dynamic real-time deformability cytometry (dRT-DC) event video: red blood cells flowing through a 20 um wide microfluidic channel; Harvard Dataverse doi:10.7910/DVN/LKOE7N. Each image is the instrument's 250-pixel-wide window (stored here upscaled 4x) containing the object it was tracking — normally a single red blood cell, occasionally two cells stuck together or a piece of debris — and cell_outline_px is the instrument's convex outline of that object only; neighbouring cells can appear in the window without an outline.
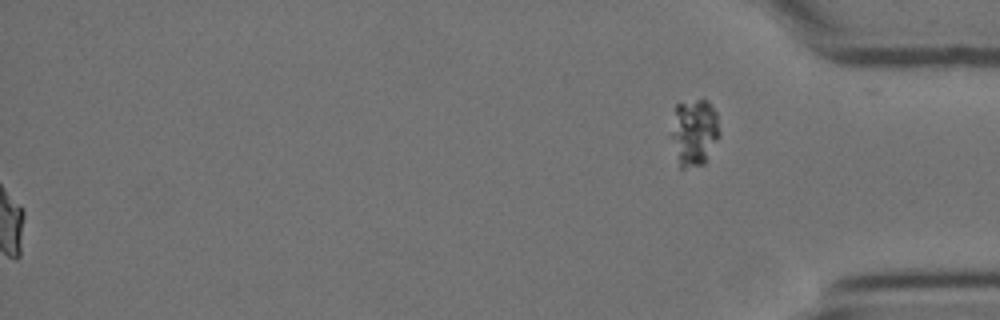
{"species": "Egyptian fruit bat (a non-hibernating species)", "species_latin": "Rousettus aegyptiacus", "temperature_condition": "cold", "stored_images_in_passage": 58, "segment_of_instrument_passage": [2, 2], "camera_frame_rate_fps": 3000, "um_per_image_px": 0.085, "animal": {"sex": "female"}, "frame": {"image": 1, "passage_image": 58, "time_ms": 19.0, "image_size_px": [1000, 320], "cell_outline_px": [[720, 136], [704, 164], [684, 168], [680, 168], [668, 136], [676, 104], [696, 100], [708, 100], [716, 112], [720, 132]], "centroid_in_image_um": [58.97, 11.25], "position_along_channel_um": 376.2, "area_um2": 19.36}}